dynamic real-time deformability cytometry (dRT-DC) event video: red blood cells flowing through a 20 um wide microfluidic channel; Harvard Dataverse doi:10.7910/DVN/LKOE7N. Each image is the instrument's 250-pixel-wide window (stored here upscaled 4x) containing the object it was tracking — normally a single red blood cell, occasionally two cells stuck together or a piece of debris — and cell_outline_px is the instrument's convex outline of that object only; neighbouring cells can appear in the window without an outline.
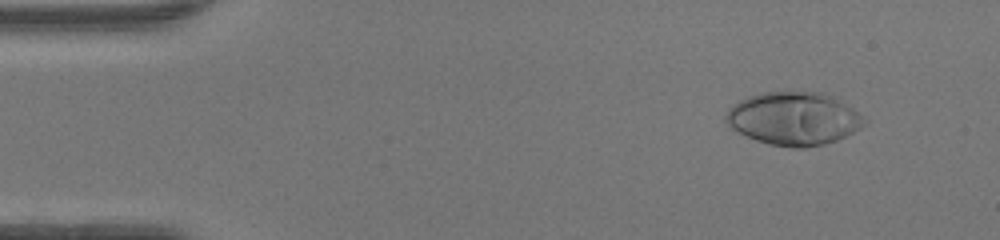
{"species": "human", "species_latin": "Homo sapiens", "temperature_condition": "warm", "stored_images_in_passage": 48, "camera_frame_rate_fps": 3000, "um_per_image_px": 0.085, "donor": {"sex": "female"}, "frame": {"image": 1, "passage_image": 5, "time_ms": 1.333, "image_size_px": [1000, 240], "cell_outline_px": [[868, 124], [836, 140], [824, 144], [804, 148], [792, 148], [768, 144], [756, 140], [736, 132], [724, 120], [724, 116], [728, 108], [740, 100], [748, 96], [760, 92], [824, 92], [832, 96], [852, 108], [868, 120]], "centroid_in_image_um": [67.45, 10.08], "position_along_channel_um": 17.6, "area_um2": 43.0}}
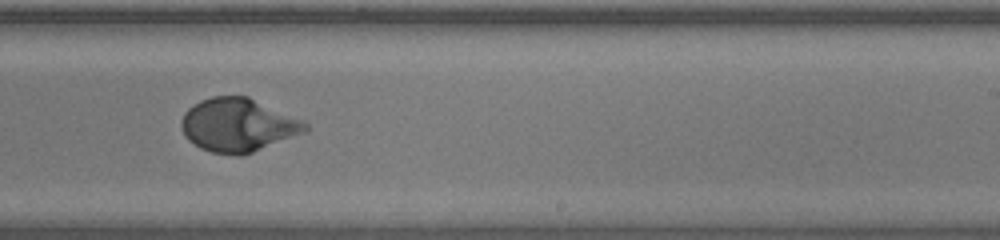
{"frame": {"image": 2, "passage_image": 30, "time_ms": 9.667, "image_size_px": [1000, 240], "cell_outline_px": [[308, 132], [252, 152], [240, 156], [236, 156], [212, 152], [200, 148], [188, 140], [180, 124], [180, 120], [184, 112], [192, 104], [200, 100], [212, 96], [248, 96], [304, 120], [308, 124]], "centroid_in_image_um": [20.25, 10.62], "position_along_channel_um": 268.8, "area_um2": 38.96}}
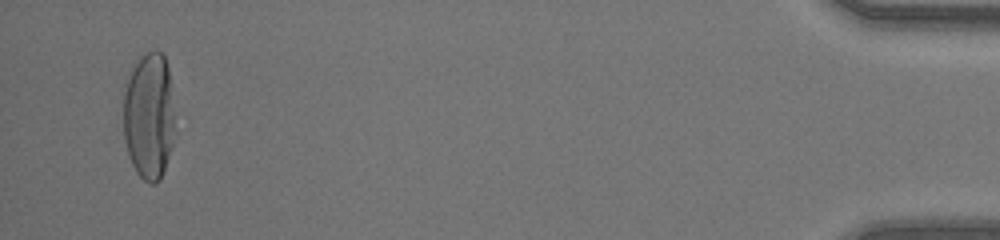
{"frame": {"image": 3, "passage_image": 47, "time_ms": 15.333, "image_size_px": [1000, 240], "cell_outline_px": [[172, 148], [160, 180], [156, 184], [152, 184], [144, 180], [136, 172], [132, 164], [124, 140], [124, 92], [128, 76], [136, 60], [140, 56], [156, 48], [164, 56], [168, 68], [172, 116]], "centroid_in_image_um": [12.63, 9.86], "position_along_channel_um": 422.6, "area_um2": 37.63}, "authors_computed_cell_mechanics": {"area_um2": 38.148, "velocity_mm_per_s": 4.2463, "shape_relaxation_time_tau1_ms": 3.9644, "shape_relaxation_time_tau2_ms": null, "deformation_change_tau1": 0.254, "deformation_change_tau2": null}}